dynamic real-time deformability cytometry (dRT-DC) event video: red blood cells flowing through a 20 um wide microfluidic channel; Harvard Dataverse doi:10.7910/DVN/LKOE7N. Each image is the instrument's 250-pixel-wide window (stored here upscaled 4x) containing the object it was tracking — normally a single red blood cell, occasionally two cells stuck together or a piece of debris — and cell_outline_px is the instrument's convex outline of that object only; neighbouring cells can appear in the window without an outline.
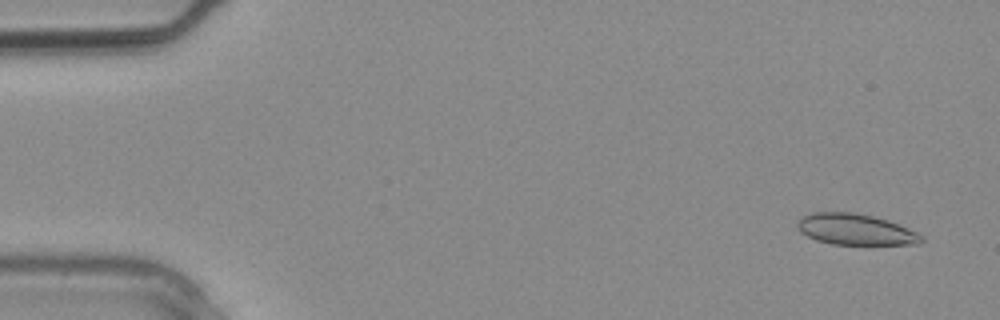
{"species": "common noctule bat (a hibernating species)", "species_latin": "Nyctalus noctula", "temperature_condition": "warm", "stored_images_in_passage": 3, "camera_frame_rate_fps": 3000, "um_per_image_px": 0.085, "animal": {"sex": "male", "body_mass_g": 20.4}, "frame": {"image": 1, "passage_image": 1, "time_ms": 0.0, "image_size_px": [1000, 320], "cell_outline_px": [[924, 240], [920, 244], [832, 244], [816, 240], [800, 232], [796, 228], [796, 220], [812, 212], [856, 212], [888, 220], [900, 224], [924, 236]], "centroid_in_image_um": [72.7, 19.49], "position_along_channel_um": 12.3, "area_um2": 22.6}}
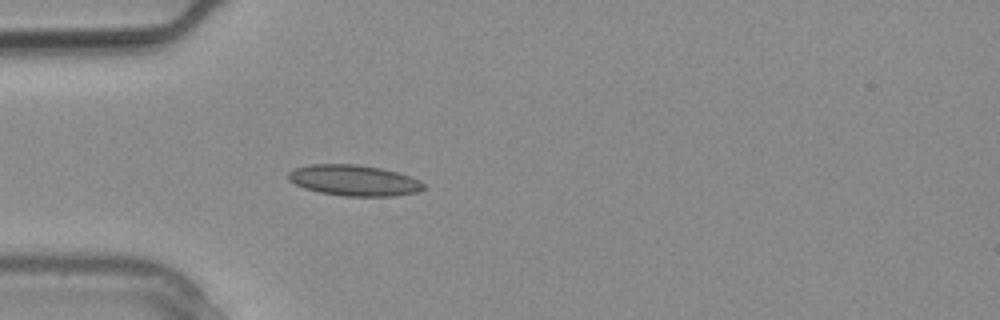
{"frame": {"image": 2, "passage_image": 3, "time_ms": 0.667, "image_size_px": [1000, 320], "cell_outline_px": [[424, 188], [416, 192], [392, 196], [344, 196], [320, 192], [304, 188], [288, 180], [288, 172], [296, 168], [312, 164], [356, 164], [380, 168], [396, 172], [420, 180], [424, 184]], "centroid_in_image_um": [30.07, 15.33], "position_along_channel_um": 54.9, "area_um2": 24.1}}